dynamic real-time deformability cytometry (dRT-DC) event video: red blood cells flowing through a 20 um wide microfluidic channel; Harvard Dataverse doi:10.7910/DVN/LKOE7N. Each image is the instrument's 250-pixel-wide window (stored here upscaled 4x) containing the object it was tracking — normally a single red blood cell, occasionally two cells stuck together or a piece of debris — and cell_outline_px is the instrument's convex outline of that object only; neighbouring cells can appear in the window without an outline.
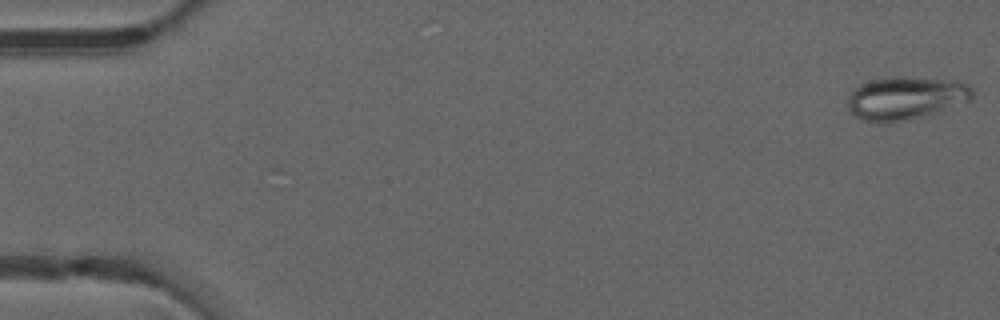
{"species": "common noctule bat (a hibernating species)", "species_latin": "Nyctalus noctula", "temperature_condition": "warm", "stored_images_in_passage": 14, "camera_frame_rate_fps": 3000, "um_per_image_px": 0.085, "animal": {"sex": "male", "forearm_length_mm": 52.5}, "frame": {"image": 1, "passage_image": 1, "time_ms": 0.0, "image_size_px": [1000, 320], "cell_outline_px": [[972, 100], [928, 116], [888, 124], [880, 124], [864, 120], [856, 116], [848, 108], [848, 96], [860, 84], [868, 80], [884, 76], [908, 76], [956, 80], [968, 84], [972, 88]], "centroid_in_image_um": [77.0, 8.33], "position_along_channel_um": 8.0, "area_um2": 32.19}}